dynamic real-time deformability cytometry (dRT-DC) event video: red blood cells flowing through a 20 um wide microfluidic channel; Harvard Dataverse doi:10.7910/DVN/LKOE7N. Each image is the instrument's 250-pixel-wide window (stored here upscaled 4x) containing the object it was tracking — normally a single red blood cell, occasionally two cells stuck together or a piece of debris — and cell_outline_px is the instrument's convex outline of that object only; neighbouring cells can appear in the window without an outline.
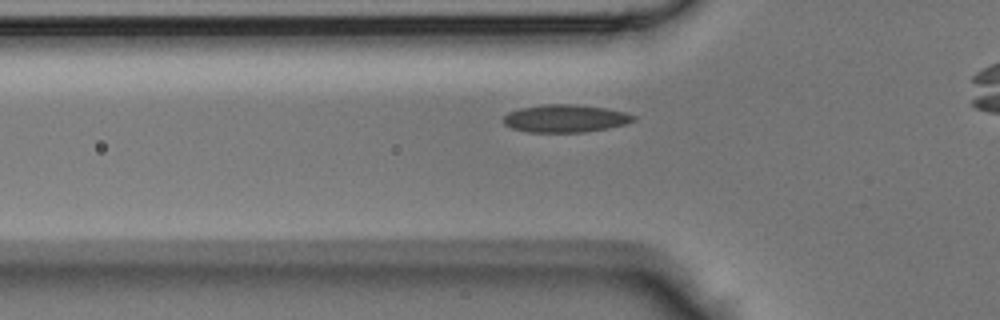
{"species": "Egyptian fruit bat (a non-hibernating species)", "species_latin": "Rousettus aegyptiacus", "temperature_condition": "room temperature", "stored_images_in_passage": 32, "camera_frame_rate_fps": 3000, "um_per_image_px": 0.085, "animal": {"sex": "male"}, "frame": {"image": 1, "passage_image": 8, "time_ms": 2.333, "image_size_px": [1000, 320], "cell_outline_px": [[636, 120], [628, 124], [608, 128], [584, 132], [528, 132], [512, 128], [504, 124], [504, 116], [508, 112], [520, 108], [544, 104], [576, 104], [604, 108], [624, 112], [636, 116]], "centroid_in_image_um": [48.07, 10.07], "position_along_channel_um": 77.7, "area_um2": 21.04}}
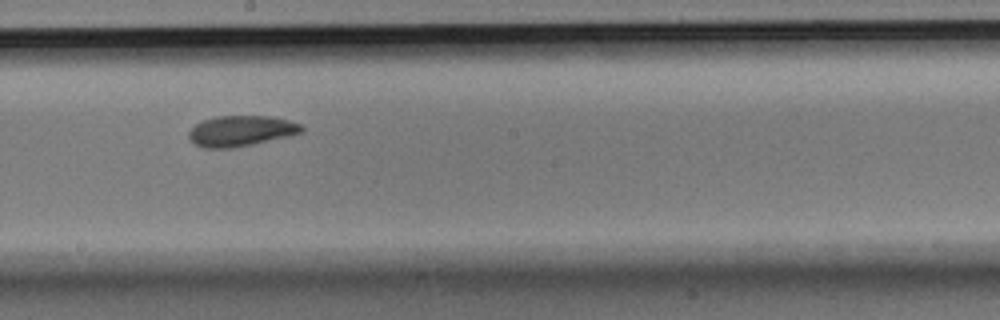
{"frame": {"image": 2, "passage_image": 18, "time_ms": 5.667, "image_size_px": [1000, 320], "cell_outline_px": [[304, 132], [288, 136], [252, 144], [232, 148], [204, 148], [196, 144], [188, 136], [188, 132], [196, 124], [204, 120], [216, 116], [268, 116], [288, 120], [300, 124], [304, 128]], "centroid_in_image_um": [20.49, 11.13], "position_along_channel_um": 227.7, "area_um2": 19.94}}
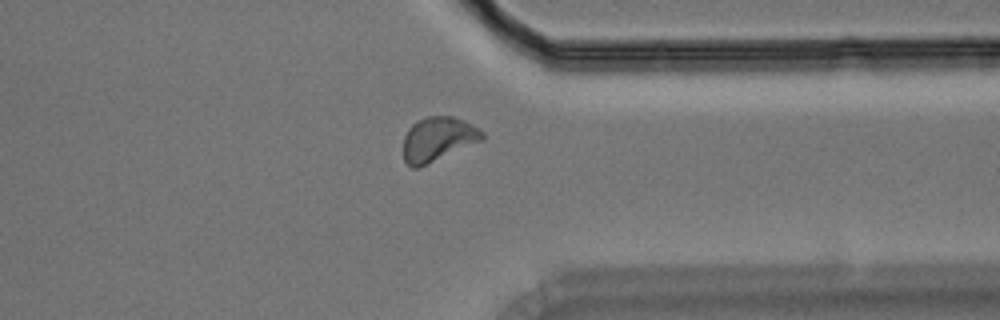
{"frame": {"image": 3, "passage_image": 28, "time_ms": 9.0, "image_size_px": [1000, 320], "cell_outline_px": [[484, 140], [420, 168], [412, 168], [404, 160], [404, 136], [408, 128], [412, 124], [428, 116], [452, 116], [464, 120], [480, 128], [484, 132]], "centroid_in_image_um": [37.26, 11.84], "position_along_channel_um": 374.1, "area_um2": 20.63}}